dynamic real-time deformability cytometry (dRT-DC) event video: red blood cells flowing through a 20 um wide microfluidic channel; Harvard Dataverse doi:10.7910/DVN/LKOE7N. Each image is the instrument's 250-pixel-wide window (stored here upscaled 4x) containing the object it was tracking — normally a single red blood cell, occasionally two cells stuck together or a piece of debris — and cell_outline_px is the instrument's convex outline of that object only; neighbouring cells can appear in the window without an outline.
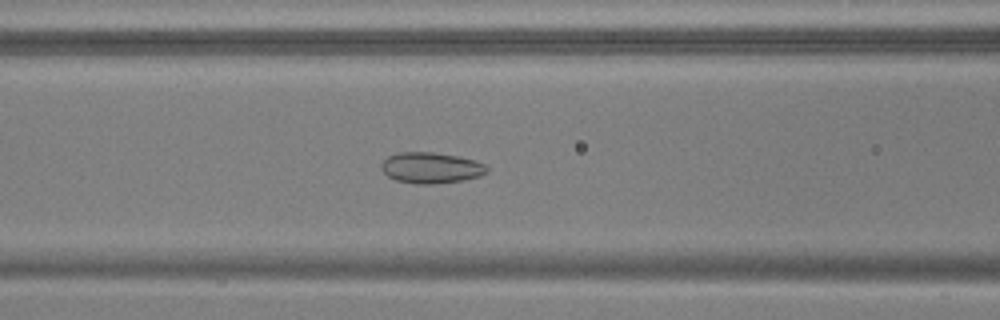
{"species": "common noctule bat (a hibernating species)", "species_latin": "Nyctalus noctula", "temperature_condition": "warm", "stored_images_in_passage": 46, "camera_frame_rate_fps": 3000, "um_per_image_px": 0.085, "animal": {"sex": "male", "body_mass_g": 17.9, "forearm_length_mm": 54.2}, "frame": {"image": 1, "passage_image": 22, "time_ms": 7.0, "image_size_px": [1000, 320], "cell_outline_px": [[488, 172], [480, 176], [464, 180], [432, 184], [416, 184], [396, 180], [388, 176], [380, 168], [380, 164], [388, 156], [396, 152], [432, 152], [460, 156], [484, 164], [488, 168]], "centroid_in_image_um": [36.62, 14.26], "position_along_channel_um": 130.0, "area_um2": 19.13}}
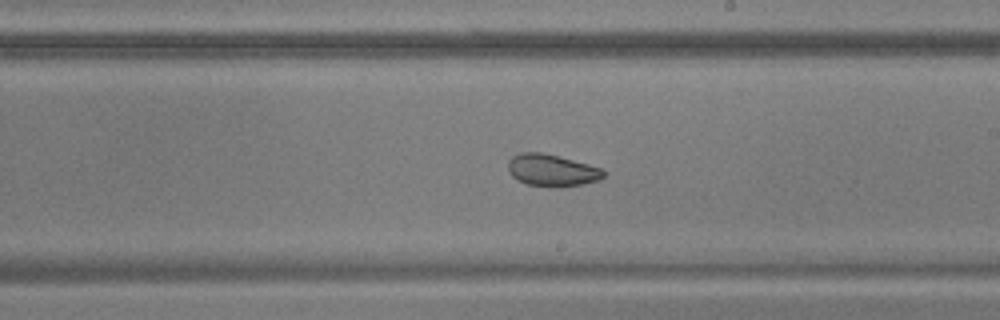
{"frame": {"image": 2, "passage_image": 31, "time_ms": 10.0, "image_size_px": [1000, 320], "cell_outline_px": [[604, 176], [600, 180], [584, 184], [556, 188], [528, 184], [516, 180], [508, 172], [508, 160], [512, 156], [520, 152], [540, 152], [588, 164], [600, 168], [604, 172]], "centroid_in_image_um": [46.87, 14.49], "position_along_channel_um": 242.1, "area_um2": 17.86}}
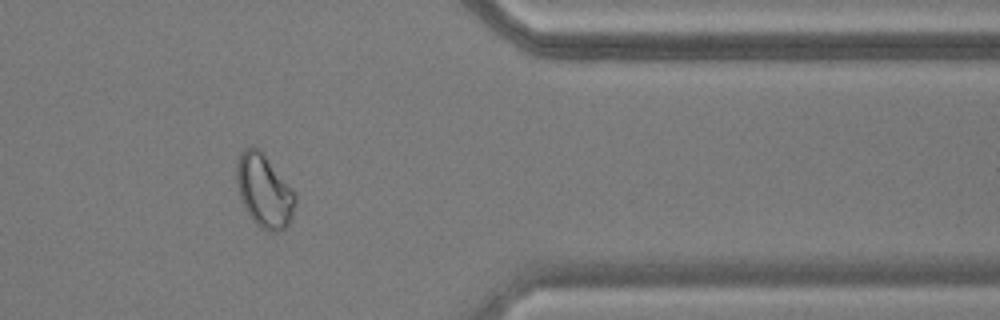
{"frame": {"image": 3, "passage_image": 44, "time_ms": 14.333, "image_size_px": [1000, 320], "cell_outline_px": [[296, 200], [292, 220], [280, 232], [272, 232], [260, 228], [256, 224], [248, 212], [240, 196], [236, 180], [236, 164], [240, 152], [244, 148], [260, 148], [292, 188], [296, 196]], "centroid_in_image_um": [22.47, 16.22], "position_along_channel_um": 388.9, "area_um2": 24.97}, "authors_computed_cell_mechanics": {"area_um2": 19.6809, "velocity_mm_per_s": 3.7471, "shape_relaxation_time_tau1_ms": 4.9112, "shape_relaxation_time_tau2_ms": 2.0773, "deformation_change_tau1": 0.0865, "deformation_change_tau2": 0.0713}}